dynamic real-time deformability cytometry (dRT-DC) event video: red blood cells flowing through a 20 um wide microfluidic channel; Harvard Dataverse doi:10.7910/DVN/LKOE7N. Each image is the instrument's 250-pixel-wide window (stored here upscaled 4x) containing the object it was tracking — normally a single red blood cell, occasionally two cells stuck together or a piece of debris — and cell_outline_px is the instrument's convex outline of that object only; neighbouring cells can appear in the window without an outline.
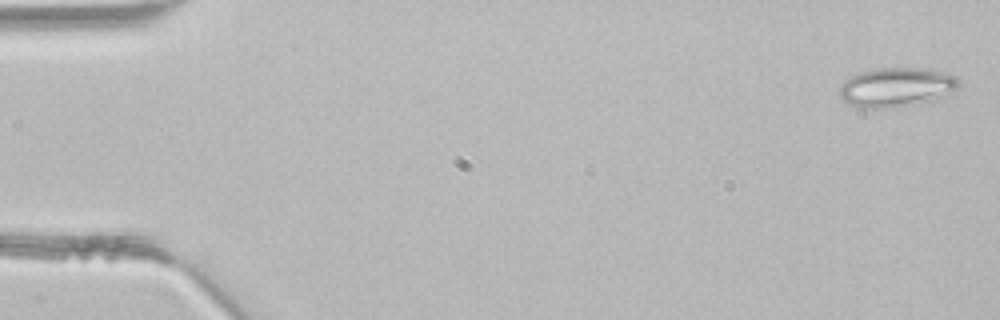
{"species": "common noctule bat (a hibernating species)", "species_latin": "Nyctalus noctula", "temperature_condition": "room temperature", "stored_images_in_passage": 4, "camera_frame_rate_fps": 3000, "um_per_image_px": 0.085, "animal": {"sex": "male", "body_mass_g": 21.5, "forearm_length_mm": 52.0}, "frame": {"image": 1, "passage_image": 4, "time_ms": 1.0, "image_size_px": [1000, 320], "cell_outline_px": [[956, 88], [948, 96], [932, 100], [896, 108], [860, 108], [844, 100], [840, 96], [840, 84], [852, 76], [860, 72], [876, 68], [932, 68], [956, 76]], "centroid_in_image_um": [76.2, 7.41], "position_along_channel_um": 8.8, "area_um2": 27.34}}